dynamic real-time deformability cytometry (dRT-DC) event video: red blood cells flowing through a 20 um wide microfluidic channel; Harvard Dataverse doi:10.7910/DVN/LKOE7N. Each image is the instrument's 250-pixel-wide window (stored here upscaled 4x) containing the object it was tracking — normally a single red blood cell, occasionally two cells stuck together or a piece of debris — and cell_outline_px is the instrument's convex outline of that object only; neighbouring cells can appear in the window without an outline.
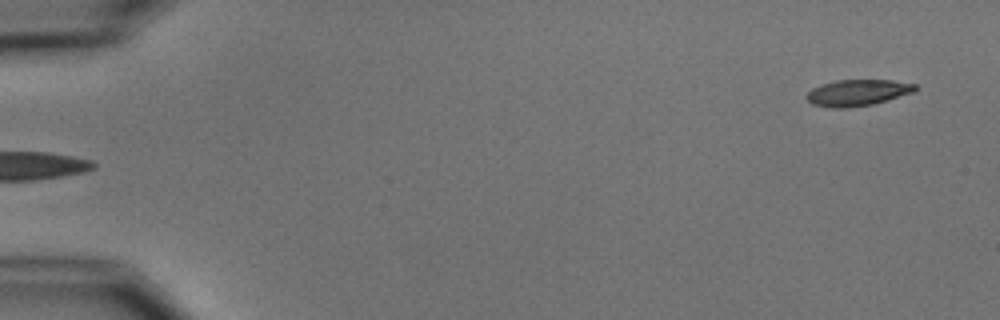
{"species": "common noctule bat (a hibernating species)", "species_latin": "Nyctalus noctula", "temperature_condition": "cold", "stored_images_in_passage": 5, "segment_of_instrument_passage": [2, 2], "camera_frame_rate_fps": 3000, "um_per_image_px": 0.085, "animal": {"sex": "male", "body_mass_g": 15.6}, "frame": {"image": 1, "passage_image": 5, "time_ms": 5.333, "image_size_px": [1000, 320], "cell_outline_px": [[920, 88], [912, 92], [888, 100], [872, 104], [848, 108], [832, 108], [812, 104], [804, 96], [812, 88], [820, 84], [836, 80], [892, 80], [916, 84]], "centroid_in_image_um": [72.88, 7.87], "position_along_channel_um": 12.1, "area_um2": 16.76}}